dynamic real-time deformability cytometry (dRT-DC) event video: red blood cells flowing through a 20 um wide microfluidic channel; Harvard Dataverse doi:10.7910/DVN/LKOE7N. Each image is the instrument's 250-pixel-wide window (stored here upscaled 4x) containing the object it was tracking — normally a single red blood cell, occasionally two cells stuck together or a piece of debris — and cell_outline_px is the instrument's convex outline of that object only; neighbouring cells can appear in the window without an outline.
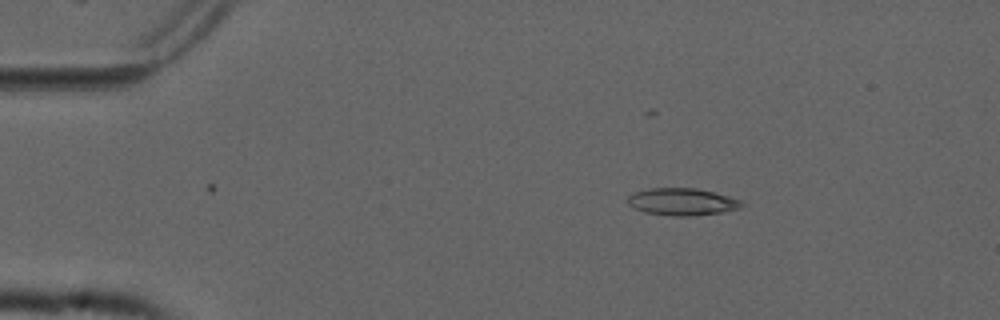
{"species": "common noctule bat (a hibernating species)", "species_latin": "Nyctalus noctula", "temperature_condition": "cold", "stored_images_in_passage": 47, "camera_frame_rate_fps": 3000, "um_per_image_px": 0.085, "animal": {"sex": "male", "forearm_length_mm": 52.5}, "frame": {"image": 1, "passage_image": 2, "time_ms": 0.333, "image_size_px": [1000, 320], "cell_outline_px": [[744, 204], [740, 208], [720, 212], [692, 216], [672, 216], [644, 212], [628, 204], [628, 196], [636, 192], [652, 188], [696, 188], [728, 196], [740, 200]], "centroid_in_image_um": [57.98, 17.15], "position_along_channel_um": 27.0, "area_um2": 17.8}}
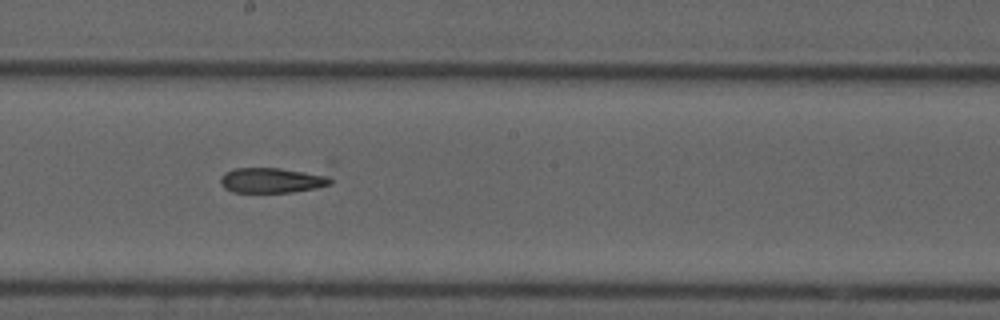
{"frame": {"image": 2, "passage_image": 23, "time_ms": 7.333, "image_size_px": [1000, 320], "cell_outline_px": [[332, 184], [316, 188], [292, 192], [232, 192], [224, 188], [220, 184], [220, 176], [224, 172], [236, 168], [280, 168], [328, 172], [332, 180]], "centroid_in_image_um": [23.21, 15.3], "position_along_channel_um": 225.0, "area_um2": 16.82}}
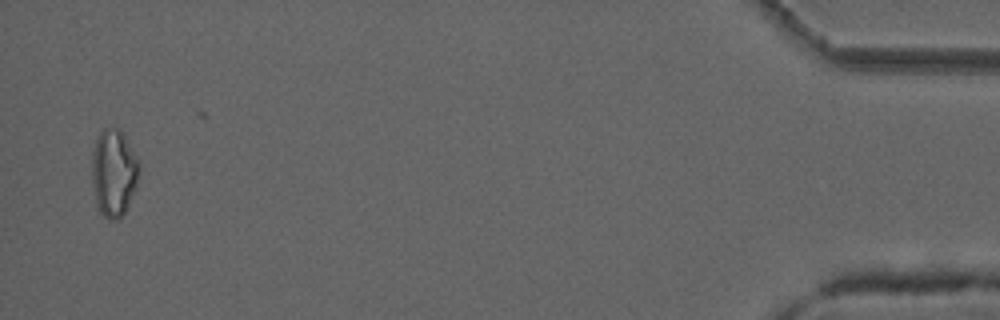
{"frame": {"image": 3, "passage_image": 46, "time_ms": 15.0, "image_size_px": [1000, 320], "cell_outline_px": [[140, 168], [136, 188], [120, 220], [108, 220], [100, 212], [96, 204], [92, 180], [92, 152], [96, 140], [100, 132], [104, 128], [120, 128], [136, 156], [140, 164]], "centroid_in_image_um": [9.67, 14.7], "position_along_channel_um": 425.5, "area_um2": 24.1}}